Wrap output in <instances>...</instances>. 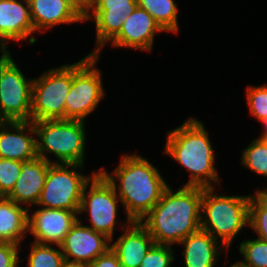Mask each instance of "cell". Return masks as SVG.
Listing matches in <instances>:
<instances>
[{"label":"cell","instance_id":"52a82bcc","mask_svg":"<svg viewBox=\"0 0 267 267\" xmlns=\"http://www.w3.org/2000/svg\"><path fill=\"white\" fill-rule=\"evenodd\" d=\"M77 169L83 170L84 165L52 163L36 206L71 210L78 214L83 189L99 171L87 176Z\"/></svg>","mask_w":267,"mask_h":267},{"label":"cell","instance_id":"8992f818","mask_svg":"<svg viewBox=\"0 0 267 267\" xmlns=\"http://www.w3.org/2000/svg\"><path fill=\"white\" fill-rule=\"evenodd\" d=\"M72 77L73 64H63L33 78L30 121L65 120Z\"/></svg>","mask_w":267,"mask_h":267},{"label":"cell","instance_id":"3957f363","mask_svg":"<svg viewBox=\"0 0 267 267\" xmlns=\"http://www.w3.org/2000/svg\"><path fill=\"white\" fill-rule=\"evenodd\" d=\"M166 135L163 153L190 172L187 183L182 186L209 188L220 185L219 173L215 168V149L201 120L189 117Z\"/></svg>","mask_w":267,"mask_h":267},{"label":"cell","instance_id":"603a6c76","mask_svg":"<svg viewBox=\"0 0 267 267\" xmlns=\"http://www.w3.org/2000/svg\"><path fill=\"white\" fill-rule=\"evenodd\" d=\"M241 164L255 174L267 177V140H252L241 153Z\"/></svg>","mask_w":267,"mask_h":267},{"label":"cell","instance_id":"277c9868","mask_svg":"<svg viewBox=\"0 0 267 267\" xmlns=\"http://www.w3.org/2000/svg\"><path fill=\"white\" fill-rule=\"evenodd\" d=\"M215 189L202 187L201 230L220 241L228 256L233 240L244 227H249L251 195H219Z\"/></svg>","mask_w":267,"mask_h":267},{"label":"cell","instance_id":"8fae6325","mask_svg":"<svg viewBox=\"0 0 267 267\" xmlns=\"http://www.w3.org/2000/svg\"><path fill=\"white\" fill-rule=\"evenodd\" d=\"M138 6L137 0H92L91 8L84 22L95 24L96 46L90 55L100 57L104 48L119 32L124 20Z\"/></svg>","mask_w":267,"mask_h":267},{"label":"cell","instance_id":"7a4b0ae2","mask_svg":"<svg viewBox=\"0 0 267 267\" xmlns=\"http://www.w3.org/2000/svg\"><path fill=\"white\" fill-rule=\"evenodd\" d=\"M202 187L168 186L161 199L140 221L155 244H179L201 229Z\"/></svg>","mask_w":267,"mask_h":267},{"label":"cell","instance_id":"4fadbf2b","mask_svg":"<svg viewBox=\"0 0 267 267\" xmlns=\"http://www.w3.org/2000/svg\"><path fill=\"white\" fill-rule=\"evenodd\" d=\"M82 222L78 217L59 246L64 259L90 264L111 247V240Z\"/></svg>","mask_w":267,"mask_h":267},{"label":"cell","instance_id":"484cf974","mask_svg":"<svg viewBox=\"0 0 267 267\" xmlns=\"http://www.w3.org/2000/svg\"><path fill=\"white\" fill-rule=\"evenodd\" d=\"M244 258L237 263L241 267H267V242L259 238L246 239L239 244Z\"/></svg>","mask_w":267,"mask_h":267},{"label":"cell","instance_id":"836d02e7","mask_svg":"<svg viewBox=\"0 0 267 267\" xmlns=\"http://www.w3.org/2000/svg\"><path fill=\"white\" fill-rule=\"evenodd\" d=\"M260 123L263 125L262 127L264 128L262 131V135H260L258 138L267 140V117L263 120L260 121Z\"/></svg>","mask_w":267,"mask_h":267},{"label":"cell","instance_id":"7c38bea8","mask_svg":"<svg viewBox=\"0 0 267 267\" xmlns=\"http://www.w3.org/2000/svg\"><path fill=\"white\" fill-rule=\"evenodd\" d=\"M28 209L27 232L34 236L36 243L60 245L72 226L77 222L79 215L65 209H50L41 207Z\"/></svg>","mask_w":267,"mask_h":267},{"label":"cell","instance_id":"6da1fadb","mask_svg":"<svg viewBox=\"0 0 267 267\" xmlns=\"http://www.w3.org/2000/svg\"><path fill=\"white\" fill-rule=\"evenodd\" d=\"M99 172L114 187L130 221L140 222L169 186L158 167L136 153L122 154L112 175L103 167Z\"/></svg>","mask_w":267,"mask_h":267},{"label":"cell","instance_id":"d6986e66","mask_svg":"<svg viewBox=\"0 0 267 267\" xmlns=\"http://www.w3.org/2000/svg\"><path fill=\"white\" fill-rule=\"evenodd\" d=\"M35 32L64 24L84 22V18L65 0H28Z\"/></svg>","mask_w":267,"mask_h":267},{"label":"cell","instance_id":"ac0fdd59","mask_svg":"<svg viewBox=\"0 0 267 267\" xmlns=\"http://www.w3.org/2000/svg\"><path fill=\"white\" fill-rule=\"evenodd\" d=\"M51 164L39 156L22 161L21 174L6 197L27 209L37 205Z\"/></svg>","mask_w":267,"mask_h":267},{"label":"cell","instance_id":"f546056e","mask_svg":"<svg viewBox=\"0 0 267 267\" xmlns=\"http://www.w3.org/2000/svg\"><path fill=\"white\" fill-rule=\"evenodd\" d=\"M20 245L12 243L0 242V267H19Z\"/></svg>","mask_w":267,"mask_h":267},{"label":"cell","instance_id":"44dd1931","mask_svg":"<svg viewBox=\"0 0 267 267\" xmlns=\"http://www.w3.org/2000/svg\"><path fill=\"white\" fill-rule=\"evenodd\" d=\"M27 222L26 207L0 196V242L21 245L27 235Z\"/></svg>","mask_w":267,"mask_h":267},{"label":"cell","instance_id":"1f68e13d","mask_svg":"<svg viewBox=\"0 0 267 267\" xmlns=\"http://www.w3.org/2000/svg\"><path fill=\"white\" fill-rule=\"evenodd\" d=\"M68 2L83 18H85L91 8L92 0H65Z\"/></svg>","mask_w":267,"mask_h":267},{"label":"cell","instance_id":"5b68a950","mask_svg":"<svg viewBox=\"0 0 267 267\" xmlns=\"http://www.w3.org/2000/svg\"><path fill=\"white\" fill-rule=\"evenodd\" d=\"M85 122L68 119L34 121L37 155L49 163L84 165L87 141ZM48 154H53L57 160L52 161Z\"/></svg>","mask_w":267,"mask_h":267},{"label":"cell","instance_id":"4316f807","mask_svg":"<svg viewBox=\"0 0 267 267\" xmlns=\"http://www.w3.org/2000/svg\"><path fill=\"white\" fill-rule=\"evenodd\" d=\"M246 100L250 115L261 121L267 117V84L259 86H248L246 89Z\"/></svg>","mask_w":267,"mask_h":267},{"label":"cell","instance_id":"4dcf8cb0","mask_svg":"<svg viewBox=\"0 0 267 267\" xmlns=\"http://www.w3.org/2000/svg\"><path fill=\"white\" fill-rule=\"evenodd\" d=\"M89 267H121L117 254L110 247L104 254L98 256Z\"/></svg>","mask_w":267,"mask_h":267},{"label":"cell","instance_id":"d590c367","mask_svg":"<svg viewBox=\"0 0 267 267\" xmlns=\"http://www.w3.org/2000/svg\"><path fill=\"white\" fill-rule=\"evenodd\" d=\"M229 267H241L237 262L231 264Z\"/></svg>","mask_w":267,"mask_h":267},{"label":"cell","instance_id":"d4e9b609","mask_svg":"<svg viewBox=\"0 0 267 267\" xmlns=\"http://www.w3.org/2000/svg\"><path fill=\"white\" fill-rule=\"evenodd\" d=\"M249 228L257 234V238L267 242V198L257 191L250 196Z\"/></svg>","mask_w":267,"mask_h":267},{"label":"cell","instance_id":"30bf717a","mask_svg":"<svg viewBox=\"0 0 267 267\" xmlns=\"http://www.w3.org/2000/svg\"><path fill=\"white\" fill-rule=\"evenodd\" d=\"M118 204L122 203L114 187L97 172L83 189L78 215L87 213L91 223L88 227L113 240Z\"/></svg>","mask_w":267,"mask_h":267},{"label":"cell","instance_id":"e0dca14e","mask_svg":"<svg viewBox=\"0 0 267 267\" xmlns=\"http://www.w3.org/2000/svg\"><path fill=\"white\" fill-rule=\"evenodd\" d=\"M124 223L119 225L123 233L115 242L111 240V248L117 254L121 267H140L155 242L141 222L127 220Z\"/></svg>","mask_w":267,"mask_h":267},{"label":"cell","instance_id":"2e32d148","mask_svg":"<svg viewBox=\"0 0 267 267\" xmlns=\"http://www.w3.org/2000/svg\"><path fill=\"white\" fill-rule=\"evenodd\" d=\"M37 156L36 131L32 121H0V158L22 162Z\"/></svg>","mask_w":267,"mask_h":267},{"label":"cell","instance_id":"ffe728a7","mask_svg":"<svg viewBox=\"0 0 267 267\" xmlns=\"http://www.w3.org/2000/svg\"><path fill=\"white\" fill-rule=\"evenodd\" d=\"M180 244L184 247L185 267H214L224 251L220 242L201 229L183 239Z\"/></svg>","mask_w":267,"mask_h":267},{"label":"cell","instance_id":"5bb4252c","mask_svg":"<svg viewBox=\"0 0 267 267\" xmlns=\"http://www.w3.org/2000/svg\"><path fill=\"white\" fill-rule=\"evenodd\" d=\"M165 32L155 19L143 8L137 6L126 17L120 32L109 42L111 47L135 49L149 52L154 47L157 33Z\"/></svg>","mask_w":267,"mask_h":267},{"label":"cell","instance_id":"83f0119b","mask_svg":"<svg viewBox=\"0 0 267 267\" xmlns=\"http://www.w3.org/2000/svg\"><path fill=\"white\" fill-rule=\"evenodd\" d=\"M172 245L154 244L140 264V267H171L175 261Z\"/></svg>","mask_w":267,"mask_h":267},{"label":"cell","instance_id":"d6a6232c","mask_svg":"<svg viewBox=\"0 0 267 267\" xmlns=\"http://www.w3.org/2000/svg\"><path fill=\"white\" fill-rule=\"evenodd\" d=\"M62 267H89V264L84 262L70 261L64 259Z\"/></svg>","mask_w":267,"mask_h":267},{"label":"cell","instance_id":"e575fe53","mask_svg":"<svg viewBox=\"0 0 267 267\" xmlns=\"http://www.w3.org/2000/svg\"><path fill=\"white\" fill-rule=\"evenodd\" d=\"M255 191H257V192H259L262 196H264L265 198H267V187L265 188V189H260L259 187H258V189L257 190H255Z\"/></svg>","mask_w":267,"mask_h":267},{"label":"cell","instance_id":"9c48e42d","mask_svg":"<svg viewBox=\"0 0 267 267\" xmlns=\"http://www.w3.org/2000/svg\"><path fill=\"white\" fill-rule=\"evenodd\" d=\"M0 55V121H30L33 78H27L11 52Z\"/></svg>","mask_w":267,"mask_h":267},{"label":"cell","instance_id":"ba28073f","mask_svg":"<svg viewBox=\"0 0 267 267\" xmlns=\"http://www.w3.org/2000/svg\"><path fill=\"white\" fill-rule=\"evenodd\" d=\"M100 57L87 54L73 63L70 92L65 101V119L85 121L104 99L102 74L97 67Z\"/></svg>","mask_w":267,"mask_h":267},{"label":"cell","instance_id":"f1b7e54d","mask_svg":"<svg viewBox=\"0 0 267 267\" xmlns=\"http://www.w3.org/2000/svg\"><path fill=\"white\" fill-rule=\"evenodd\" d=\"M21 174V161L0 158V196H7Z\"/></svg>","mask_w":267,"mask_h":267},{"label":"cell","instance_id":"9a60e30c","mask_svg":"<svg viewBox=\"0 0 267 267\" xmlns=\"http://www.w3.org/2000/svg\"><path fill=\"white\" fill-rule=\"evenodd\" d=\"M34 33L28 0H0V50L7 52L8 42L20 43L27 38L33 45L37 41L31 37Z\"/></svg>","mask_w":267,"mask_h":267},{"label":"cell","instance_id":"cb8c5ba5","mask_svg":"<svg viewBox=\"0 0 267 267\" xmlns=\"http://www.w3.org/2000/svg\"><path fill=\"white\" fill-rule=\"evenodd\" d=\"M56 248L50 244L31 243L27 257L28 267H62L64 255L59 245Z\"/></svg>","mask_w":267,"mask_h":267},{"label":"cell","instance_id":"7402d4cb","mask_svg":"<svg viewBox=\"0 0 267 267\" xmlns=\"http://www.w3.org/2000/svg\"><path fill=\"white\" fill-rule=\"evenodd\" d=\"M139 7L146 10L166 32L178 33V4L174 0H137Z\"/></svg>","mask_w":267,"mask_h":267}]
</instances>
